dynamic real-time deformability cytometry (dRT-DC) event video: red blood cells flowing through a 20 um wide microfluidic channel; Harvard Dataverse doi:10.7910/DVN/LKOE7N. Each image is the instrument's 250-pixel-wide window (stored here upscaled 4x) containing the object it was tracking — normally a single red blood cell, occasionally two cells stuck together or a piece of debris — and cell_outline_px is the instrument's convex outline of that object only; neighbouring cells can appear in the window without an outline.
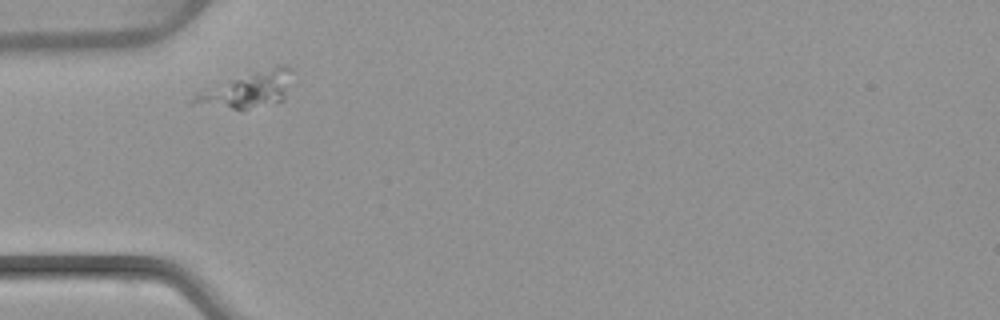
{"species": "common noctule bat (a hibernating species)", "species_latin": "Nyctalus noctula", "temperature_condition": "warm", "stored_images_in_passage": 5, "camera_frame_rate_fps": 3000, "um_per_image_px": 0.085, "animal": {"sex": "female", "body_mass_g": 22.7, "forearm_length_mm": 54.2}, "frame": {"image": 1, "passage_image": 1, "time_ms": 0.0, "image_size_px": [1000, 320], "cell_outline_px": [[292, 68], [284, 100], [244, 108], [232, 108], [188, 104], [196, 92], [204, 88], [280, 64], [284, 64]], "centroid_in_image_um": [21.0, 7.61], "position_along_channel_um": 64.0, "area_um2": 19.71}}
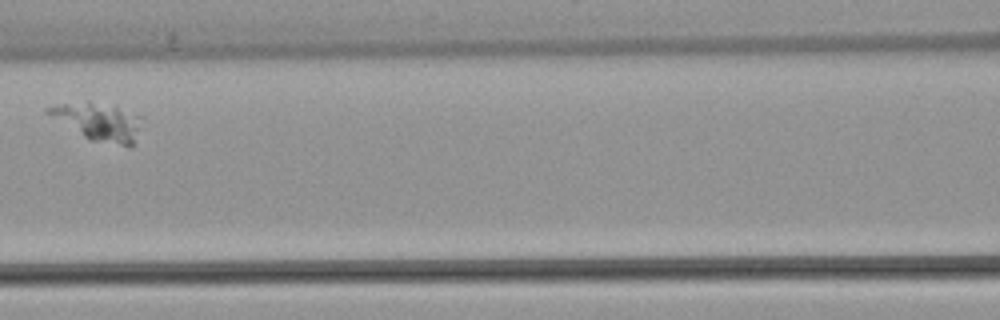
{"frame": {"image": 2, "passage_image": 3, "time_ms": 2.667, "image_size_px": [1000, 320], "cell_outline_px": [[144, 116], [132, 144], [120, 144], [92, 140], [84, 136], [44, 112], [44, 108], [64, 104], [88, 100]], "centroid_in_image_um": [8.34, 10.3], "position_along_channel_um": 158.3, "area_um2": 19.59}}
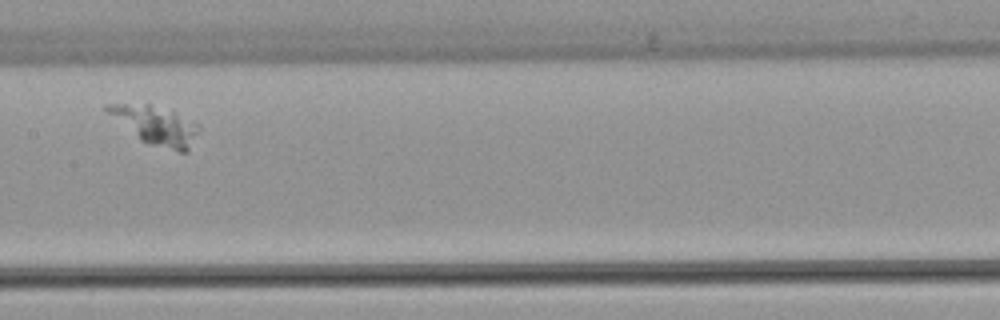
{"frame": {"image": 3, "passage_image": 4, "time_ms": 3.667, "image_size_px": [1000, 320], "cell_outline_px": [[200, 128], [188, 152], [180, 152], [148, 144], [140, 140], [108, 112], [104, 108], [104, 104], [148, 104], [172, 112], [200, 124]], "centroid_in_image_um": [13.28, 10.68], "position_along_channel_um": 194.1, "area_um2": 20.0}}